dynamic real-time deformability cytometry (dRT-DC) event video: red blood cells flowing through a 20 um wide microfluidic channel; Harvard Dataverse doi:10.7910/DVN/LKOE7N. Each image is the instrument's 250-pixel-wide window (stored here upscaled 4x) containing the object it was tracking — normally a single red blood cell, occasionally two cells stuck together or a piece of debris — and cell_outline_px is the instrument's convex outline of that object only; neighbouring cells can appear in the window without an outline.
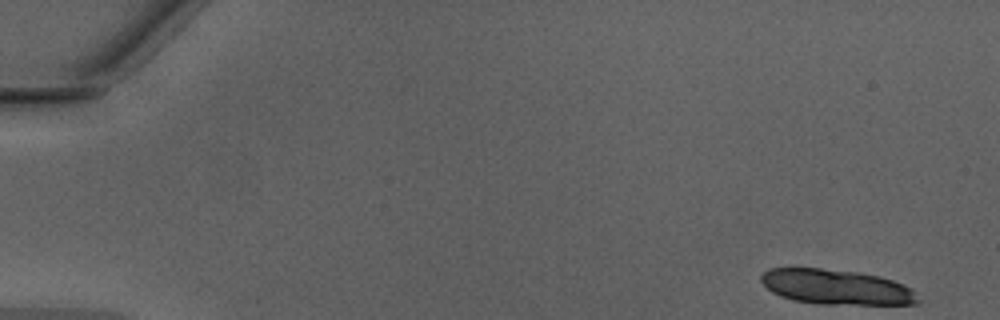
{"species": "Egyptian fruit bat (a non-hibernating species)", "species_latin": "Rousettus aegyptiacus", "temperature_condition": "warm", "stored_images_in_passage": 13, "camera_frame_rate_fps": 3000, "um_per_image_px": 0.085, "animal": {"sex": "male"}, "frame": {"image": 1, "passage_image": 1, "time_ms": 0.0, "image_size_px": [1000, 320], "cell_outline_px": [[920, 300], [916, 304], [820, 304], [792, 300], [780, 296], [772, 292], [760, 280], [760, 276], [768, 268], [820, 268], [860, 272], [880, 276], [892, 280], [912, 288]], "centroid_in_image_um": [71.08, 24.39], "position_along_channel_um": 13.9, "area_um2": 32.14}}